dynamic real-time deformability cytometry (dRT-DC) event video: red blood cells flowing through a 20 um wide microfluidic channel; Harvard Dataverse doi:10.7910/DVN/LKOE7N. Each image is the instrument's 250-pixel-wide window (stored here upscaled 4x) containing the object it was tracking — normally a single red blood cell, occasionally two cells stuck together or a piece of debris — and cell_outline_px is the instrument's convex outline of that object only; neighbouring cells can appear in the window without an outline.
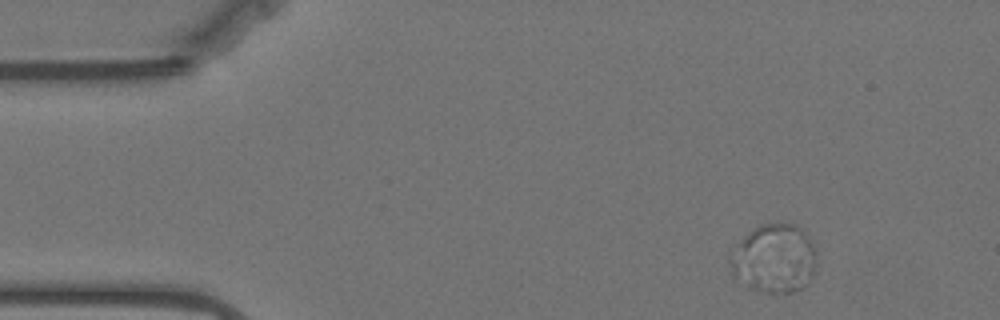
{"species": "Egyptian fruit bat (a non-hibernating species)", "species_latin": "Rousettus aegyptiacus", "temperature_condition": "warm", "stored_images_in_passage": 14, "segment_of_instrument_passage": [1, 2], "camera_frame_rate_fps": 3000, "um_per_image_px": 0.085, "animal": {"sex": "female"}, "frame": {"image": 1, "passage_image": 3, "time_ms": 0.667, "image_size_px": [1000, 320], "cell_outline_px": [[816, 264], [812, 276], [800, 288], [792, 292], [772, 296], [744, 288], [732, 280], [728, 260], [728, 252], [744, 236], [756, 228], [764, 224], [796, 224], [808, 236], [816, 252]], "centroid_in_image_um": [65.71, 22.06], "position_along_channel_um": 19.3, "area_um2": 35.78}}
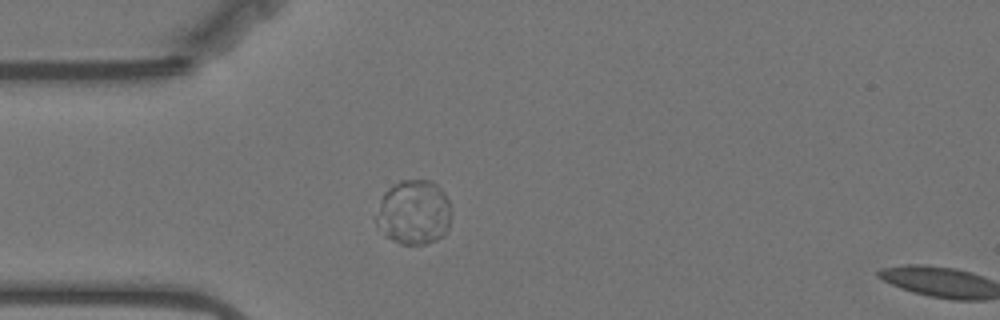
{"frame": {"image": 2, "passage_image": 12, "time_ms": 3.667, "image_size_px": [1000, 320], "cell_outline_px": [[448, 232], [444, 236], [428, 244], [400, 244], [384, 236], [376, 224], [372, 216], [384, 192], [392, 184], [400, 180], [432, 180], [444, 192], [448, 200]], "centroid_in_image_um": [35.1, 18.06], "position_along_channel_um": 49.9, "area_um2": 28.78}}